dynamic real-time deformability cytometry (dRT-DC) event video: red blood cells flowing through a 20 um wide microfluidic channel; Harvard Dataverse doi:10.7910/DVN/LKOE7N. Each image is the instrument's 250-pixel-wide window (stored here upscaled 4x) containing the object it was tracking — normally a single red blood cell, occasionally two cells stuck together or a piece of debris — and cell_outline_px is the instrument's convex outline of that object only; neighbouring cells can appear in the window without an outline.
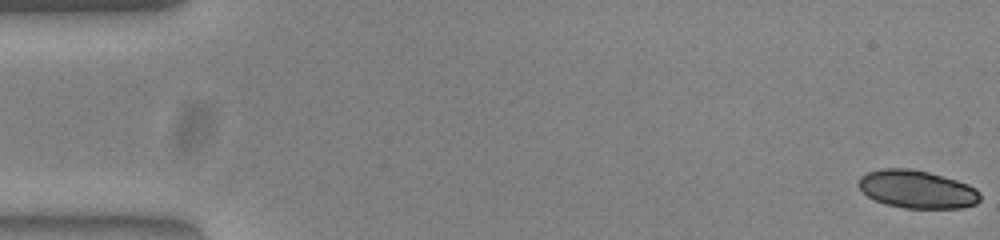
{"species": "common noctule bat (a hibernating species)", "species_latin": "Nyctalus noctula", "temperature_condition": "warm", "stored_images_in_passage": 53, "camera_frame_rate_fps": 3000, "um_per_image_px": 0.085, "animal": {"sex": "female", "body_mass_g": 23.0, "forearm_length_mm": 53.4}, "frame": {"image": 1, "passage_image": 1, "time_ms": 0.0, "image_size_px": [1000, 240], "cell_outline_px": [[980, 200], [976, 204], [960, 208], [904, 208], [888, 204], [876, 200], [868, 196], [860, 188], [860, 176], [868, 172], [884, 168], [912, 168], [928, 172], [956, 180], [968, 184], [976, 188], [980, 192]], "centroid_in_image_um": [77.98, 16.08], "position_along_channel_um": 7.0, "area_um2": 26.7}}
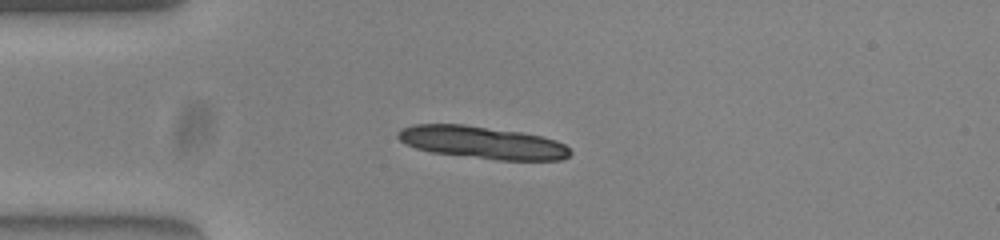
{"frame": {"image": 2, "passage_image": 14, "time_ms": 4.333, "image_size_px": [1000, 240], "cell_outline_px": [[572, 152], [568, 156], [560, 160], [496, 160], [432, 152], [416, 148], [400, 140], [396, 136], [396, 132], [400, 128], [412, 124], [464, 124], [524, 132], [556, 140], [564, 144]], "centroid_in_image_um": [40.98, 12.1], "position_along_channel_um": 44.0, "area_um2": 32.71}, "authors_computed_cell_mechanics": {"area_um2": 18.0336, "velocity_mm_per_s": 3.8568, "shape_relaxation_time_tau1_ms": 8.1294, "shape_relaxation_time_tau2_ms": 2.1658, "deformation_change_tau1": 0.1669, "deformation_change_tau2": 0.0495}}